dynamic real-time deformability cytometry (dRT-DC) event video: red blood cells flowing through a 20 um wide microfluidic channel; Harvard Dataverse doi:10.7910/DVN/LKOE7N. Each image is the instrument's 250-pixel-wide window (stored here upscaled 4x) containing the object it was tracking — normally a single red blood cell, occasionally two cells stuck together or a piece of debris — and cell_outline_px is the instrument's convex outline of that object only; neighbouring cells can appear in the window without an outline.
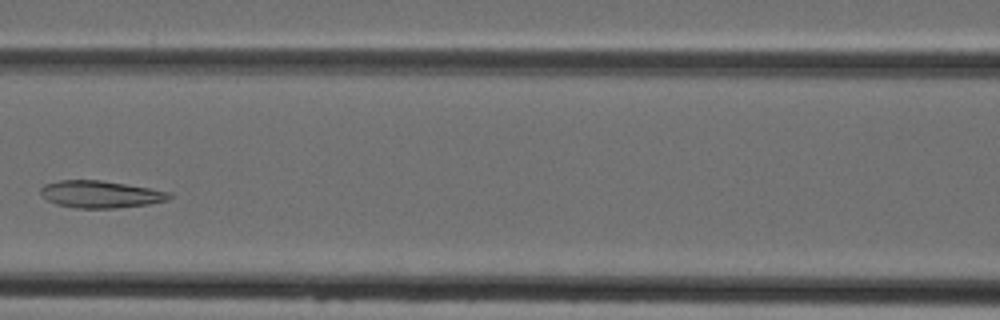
{"species": "Egyptian fruit bat (a non-hibernating species)", "species_latin": "Rousettus aegyptiacus", "temperature_condition": "cold", "stored_images_in_passage": 5, "camera_frame_rate_fps": 3000, "um_per_image_px": 0.085, "animal": {"sex": "female"}, "frame": {"image": 1, "passage_image": 5, "time_ms": 4.667, "image_size_px": [1000, 320], "cell_outline_px": [[172, 196], [168, 200], [148, 204], [116, 208], [76, 208], [56, 204], [40, 196], [40, 188], [44, 184], [60, 180], [100, 180], [172, 192]], "centroid_in_image_um": [8.51, 16.51], "position_along_channel_um": 158.1, "area_um2": 20.35}}